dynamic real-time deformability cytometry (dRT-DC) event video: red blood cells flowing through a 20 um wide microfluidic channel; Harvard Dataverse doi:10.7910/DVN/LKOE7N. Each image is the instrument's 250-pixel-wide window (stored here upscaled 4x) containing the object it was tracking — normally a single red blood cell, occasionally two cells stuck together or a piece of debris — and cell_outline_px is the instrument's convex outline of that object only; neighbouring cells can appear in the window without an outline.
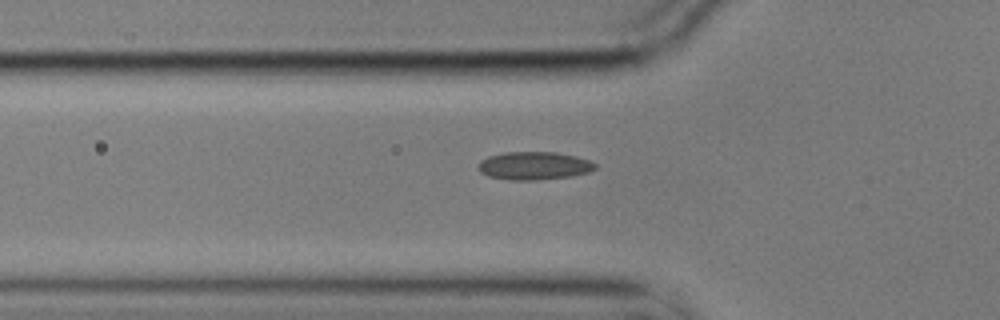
{"species": "common noctule bat (a hibernating species)", "species_latin": "Nyctalus noctula", "temperature_condition": "cold", "stored_images_in_passage": 35, "camera_frame_rate_fps": 3000, "um_per_image_px": 0.085, "animal": {"sex": "male", "body_mass_g": 17.9}, "frame": {"image": 1, "passage_image": 2, "time_ms": 0.333, "image_size_px": [1000, 320], "cell_outline_px": [[596, 168], [588, 172], [572, 176], [536, 180], [508, 180], [488, 176], [480, 172], [480, 160], [488, 156], [504, 152], [556, 152], [576, 156], [588, 160], [596, 164]], "centroid_in_image_um": [45.39, 14.09], "position_along_channel_um": 80.4, "area_um2": 19.07}}
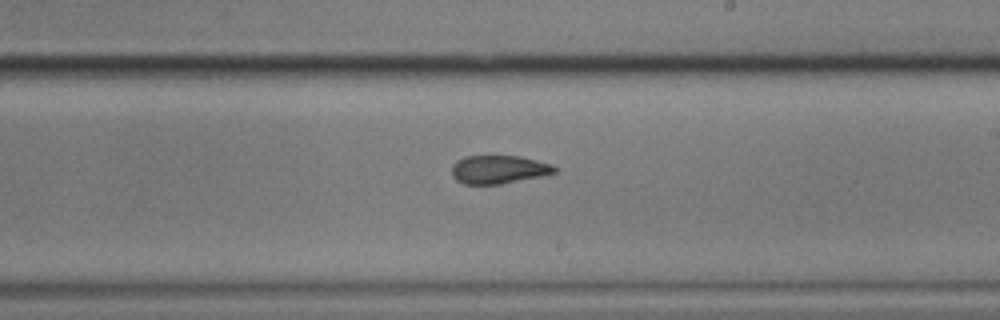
{"frame": {"image": 2, "passage_image": 16, "time_ms": 5.0, "image_size_px": [1000, 320], "cell_outline_px": [[556, 172], [544, 176], [500, 184], [464, 184], [456, 180], [452, 176], [452, 164], [456, 160], [464, 156], [520, 156], [552, 164], [556, 168]], "centroid_in_image_um": [42.38, 14.4], "position_along_channel_um": 246.6, "area_um2": 17.11}}
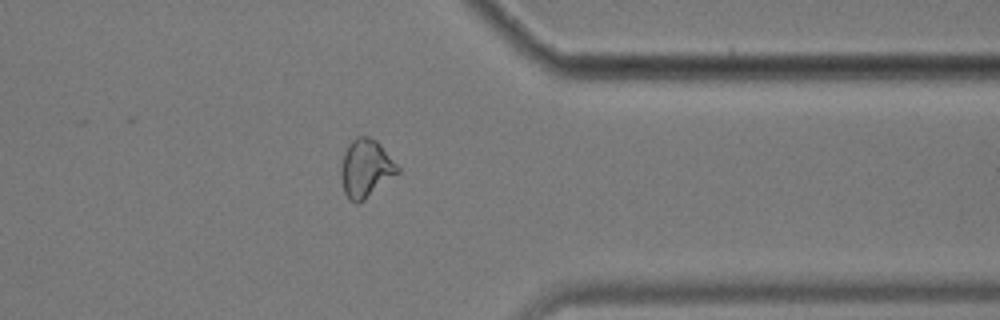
{"frame": {"image": 3, "passage_image": 28, "time_ms": 9.0, "image_size_px": [1000, 320], "cell_outline_px": [[400, 172], [360, 204], [356, 204], [348, 200], [344, 192], [340, 176], [340, 168], [344, 152], [348, 144], [356, 136], [368, 136], [376, 140], [380, 144], [400, 168]], "centroid_in_image_um": [31.08, 14.34], "position_along_channel_um": 380.3, "area_um2": 19.48}, "authors_computed_cell_mechanics": {"area_um2": 18.1492, "velocity_mm_per_s": 3.5441, "shape_relaxation_time_tau1_ms": null, "shape_relaxation_time_tau2_ms": 2.3016, "deformation_change_tau1": null, "deformation_change_tau2": 0.0734}}